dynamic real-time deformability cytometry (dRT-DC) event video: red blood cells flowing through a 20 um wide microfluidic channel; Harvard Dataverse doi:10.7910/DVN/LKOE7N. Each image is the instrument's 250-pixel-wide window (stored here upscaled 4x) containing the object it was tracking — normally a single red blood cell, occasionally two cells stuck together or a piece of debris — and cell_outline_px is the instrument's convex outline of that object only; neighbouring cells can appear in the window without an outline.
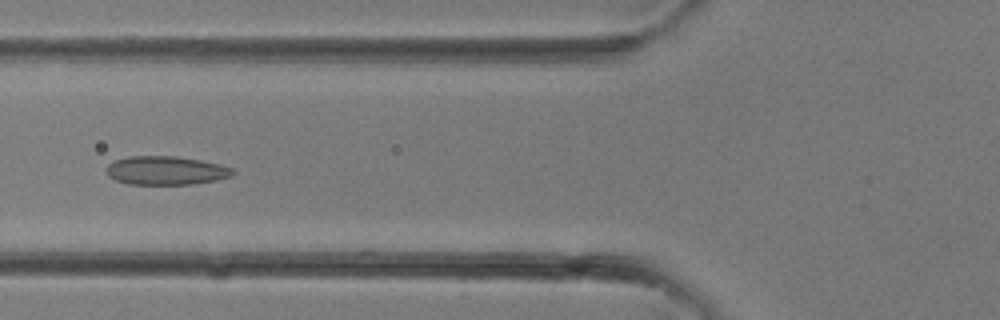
{"species": "common noctule bat (a hibernating species)", "species_latin": "Nyctalus noctula", "temperature_condition": "room temperature", "stored_images_in_passage": 33, "camera_frame_rate_fps": 3000, "um_per_image_px": 0.085, "animal": {"sex": "female"}, "frame": {"image": 1, "passage_image": 13, "time_ms": 4.0, "image_size_px": [1000, 320], "cell_outline_px": [[236, 172], [232, 176], [216, 180], [196, 184], [128, 184], [116, 180], [108, 176], [108, 164], [112, 160], [128, 156], [176, 156], [200, 160], [220, 164], [232, 168]], "centroid_in_image_um": [14.12, 14.49], "position_along_channel_um": 111.7, "area_um2": 21.21}}
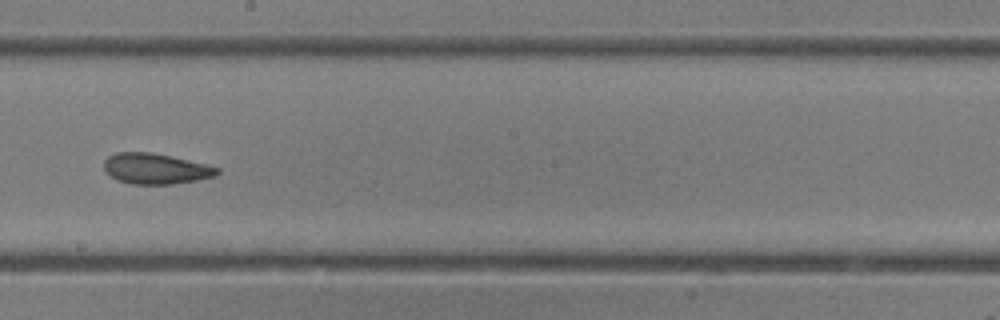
{"frame": {"image": 2, "passage_image": 19, "time_ms": 6.0, "image_size_px": [1000, 320], "cell_outline_px": [[220, 172], [216, 176], [196, 180], [172, 184], [132, 184], [116, 180], [104, 168], [104, 160], [108, 156], [116, 152], [152, 152], [172, 156], [208, 164], [220, 168]], "centroid_in_image_um": [13.26, 14.33], "position_along_channel_um": 234.9, "area_um2": 20.35}}
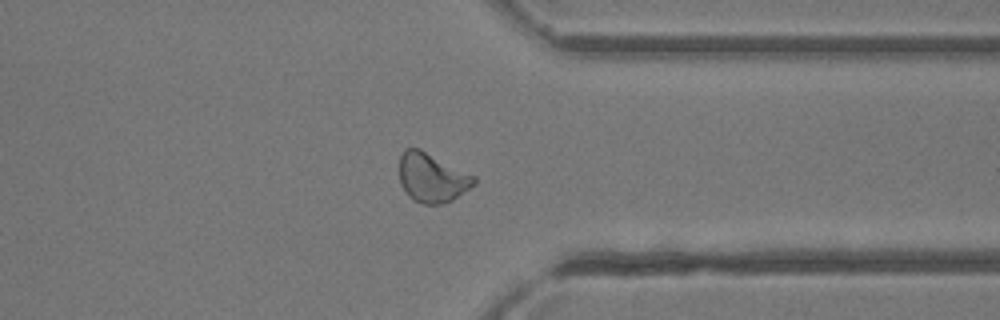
{"frame": {"image": 3, "passage_image": 26, "time_ms": 8.333, "image_size_px": [1000, 320], "cell_outline_px": [[476, 184], [452, 200], [444, 204], [424, 204], [412, 200], [408, 196], [400, 184], [400, 156], [404, 148], [420, 148], [476, 176]], "centroid_in_image_um": [36.72, 15.1], "position_along_channel_um": 374.7, "area_um2": 21.62}}